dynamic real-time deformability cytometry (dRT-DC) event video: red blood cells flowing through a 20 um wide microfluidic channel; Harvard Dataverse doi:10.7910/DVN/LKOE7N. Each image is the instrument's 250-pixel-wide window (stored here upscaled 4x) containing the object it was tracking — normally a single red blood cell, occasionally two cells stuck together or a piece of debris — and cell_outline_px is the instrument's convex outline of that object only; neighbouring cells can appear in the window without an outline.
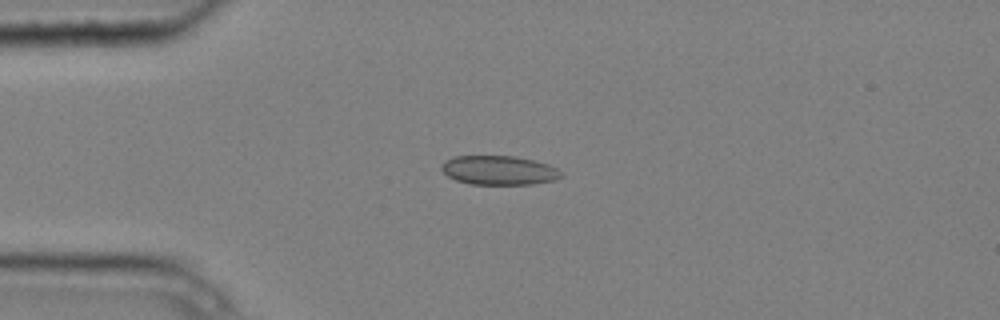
{"species": "common noctule bat (a hibernating species)", "species_latin": "Nyctalus noctula", "temperature_condition": "cold", "stored_images_in_passage": 5, "camera_frame_rate_fps": 3000, "um_per_image_px": 0.085, "animal": {"sex": "male", "body_mass_g": 20.4}, "frame": {"image": 1, "passage_image": 1, "time_ms": 0.0, "image_size_px": [1000, 320], "cell_outline_px": [[564, 176], [556, 180], [532, 184], [468, 184], [456, 180], [448, 176], [440, 168], [440, 164], [444, 160], [452, 156], [516, 156], [548, 164], [564, 172]], "centroid_in_image_um": [42.41, 14.47], "position_along_channel_um": 42.6, "area_um2": 20.58}}
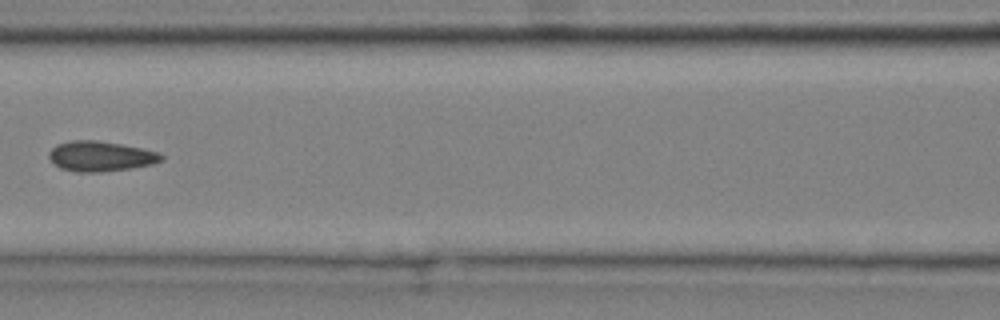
{"frame": {"image": 2, "passage_image": 4, "time_ms": 1.0, "image_size_px": [1000, 320], "cell_outline_px": [[164, 160], [152, 164], [132, 168], [100, 172], [76, 172], [60, 168], [48, 156], [48, 152], [56, 144], [72, 140], [96, 140], [120, 144], [140, 148], [156, 152], [164, 156]], "centroid_in_image_um": [8.53, 13.28], "position_along_channel_um": 158.1, "area_um2": 19.65}}
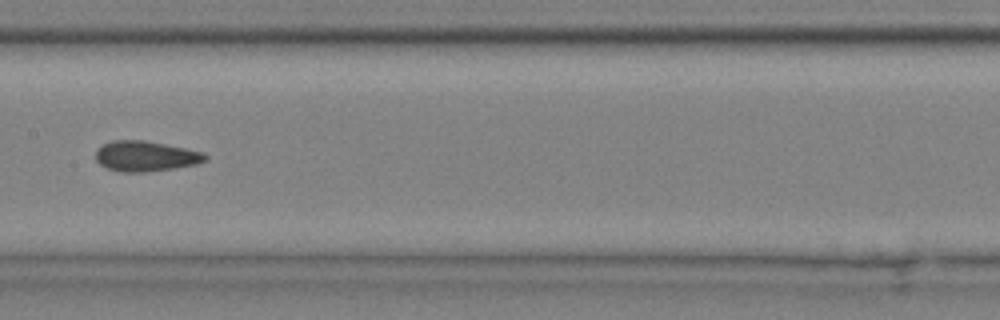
{"frame": {"image": 3, "passage_image": 5, "time_ms": 1.333, "image_size_px": [1000, 320], "cell_outline_px": [[208, 160], [196, 164], [172, 168], [144, 172], [120, 172], [108, 168], [100, 164], [96, 160], [96, 148], [112, 140], [144, 140], [204, 152], [208, 156]], "centroid_in_image_um": [12.37, 13.27], "position_along_channel_um": 195.0, "area_um2": 19.31}}